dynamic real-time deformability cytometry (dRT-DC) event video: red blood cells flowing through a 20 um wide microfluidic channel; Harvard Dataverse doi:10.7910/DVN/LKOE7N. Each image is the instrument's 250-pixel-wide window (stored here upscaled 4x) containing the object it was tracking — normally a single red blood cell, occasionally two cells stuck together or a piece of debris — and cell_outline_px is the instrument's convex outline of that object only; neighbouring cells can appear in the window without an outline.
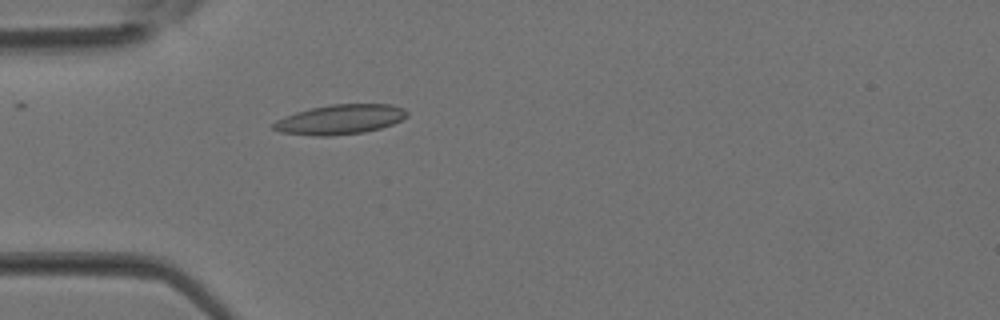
{"species": "Egyptian fruit bat (a non-hibernating species)", "species_latin": "Rousettus aegyptiacus", "temperature_condition": "room temperature", "stored_images_in_passage": 2, "camera_frame_rate_fps": 3000, "um_per_image_px": 0.085, "animal": {"sex": "female"}, "frame": {"image": 1, "passage_image": 2, "time_ms": 0.333, "image_size_px": [1000, 320], "cell_outline_px": [[408, 116], [392, 124], [380, 128], [364, 132], [332, 136], [316, 136], [280, 132], [272, 128], [272, 124], [276, 120], [296, 112], [312, 108], [332, 104], [392, 104], [404, 108], [408, 112]], "centroid_in_image_um": [28.92, 10.15], "position_along_channel_um": 56.1, "area_um2": 23.12}}